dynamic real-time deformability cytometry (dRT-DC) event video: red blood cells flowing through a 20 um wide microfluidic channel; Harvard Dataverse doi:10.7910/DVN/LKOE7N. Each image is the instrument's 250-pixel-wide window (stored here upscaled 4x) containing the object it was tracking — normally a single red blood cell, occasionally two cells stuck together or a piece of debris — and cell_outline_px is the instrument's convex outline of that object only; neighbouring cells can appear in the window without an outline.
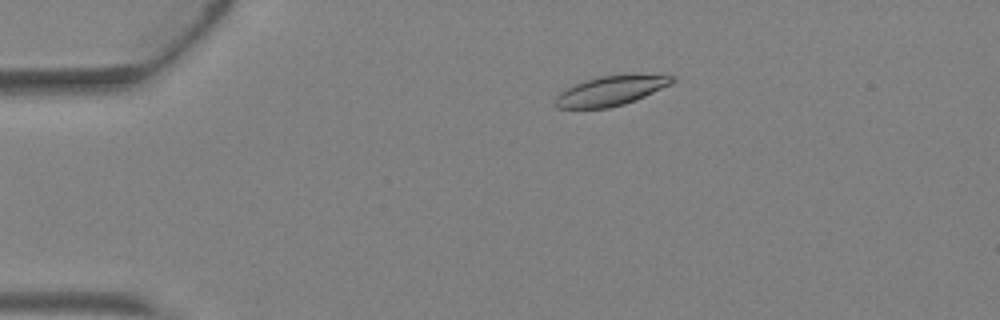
{"species": "Egyptian fruit bat (a non-hibernating species)", "species_latin": "Rousettus aegyptiacus", "temperature_condition": "warm", "stored_images_in_passage": 4, "camera_frame_rate_fps": 3000, "um_per_image_px": 0.085, "animal": {"sex": "female"}, "frame": {"image": 1, "passage_image": 3, "time_ms": 0.667, "image_size_px": [1000, 320], "cell_outline_px": [[676, 80], [672, 84], [636, 100], [624, 104], [608, 108], [556, 108], [552, 104], [552, 100], [560, 92], [584, 80], [600, 76], [676, 76]], "centroid_in_image_um": [51.85, 7.75], "position_along_channel_um": 33.2, "area_um2": 19.83}}